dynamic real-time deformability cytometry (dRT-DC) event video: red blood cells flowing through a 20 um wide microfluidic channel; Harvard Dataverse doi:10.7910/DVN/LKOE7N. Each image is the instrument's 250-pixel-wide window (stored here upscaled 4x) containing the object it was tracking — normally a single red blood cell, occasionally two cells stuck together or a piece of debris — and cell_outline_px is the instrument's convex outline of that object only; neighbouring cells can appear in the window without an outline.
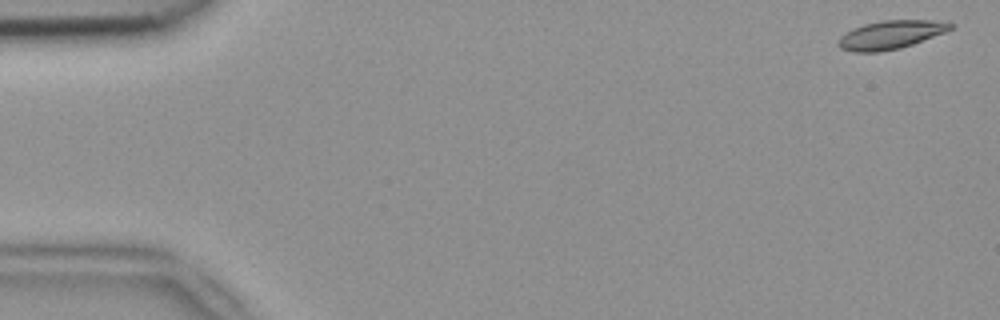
{"species": "common noctule bat (a hibernating species)", "species_latin": "Nyctalus noctula", "temperature_condition": "room temperature", "stored_images_in_passage": 51, "camera_frame_rate_fps": 3000, "um_per_image_px": 0.085, "animal": {"sex": "female", "body_mass_g": 18.4}, "frame": {"image": 1, "passage_image": 1, "time_ms": 0.0, "image_size_px": [1000, 320], "cell_outline_px": [[956, 24], [952, 28], [944, 32], [912, 44], [900, 48], [880, 52], [852, 52], [840, 48], [836, 44], [840, 36], [864, 24], [880, 20], [948, 20]], "centroid_in_image_um": [75.74, 2.94], "position_along_channel_um": 9.3, "area_um2": 18.67}}
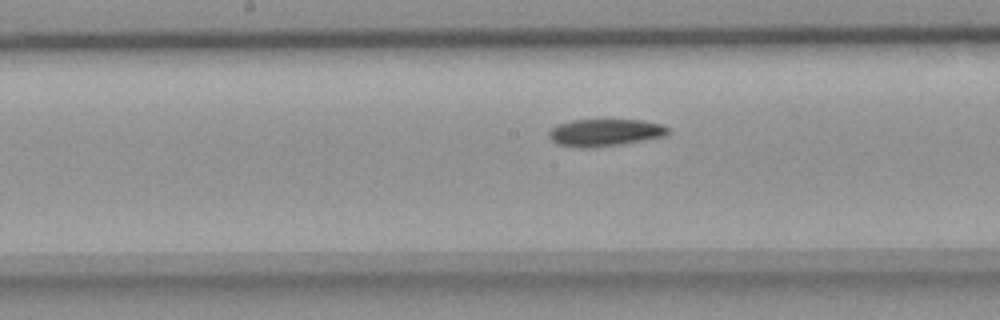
{"frame": {"image": 2, "passage_image": 26, "time_ms": 8.333, "image_size_px": [1000, 320], "cell_outline_px": [[672, 132], [668, 136], [596, 148], [580, 148], [560, 144], [552, 140], [548, 136], [548, 132], [552, 128], [560, 124], [572, 120], [644, 120], [660, 124], [668, 128]], "centroid_in_image_um": [51.47, 11.27], "position_along_channel_um": 196.7, "area_um2": 18.96}}
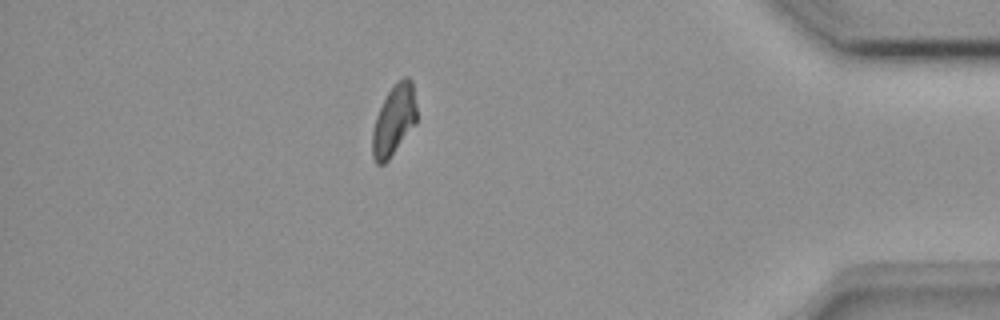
{"frame": {"image": 3, "passage_image": 45, "time_ms": 14.667, "image_size_px": [1000, 320], "cell_outline_px": [[416, 124], [388, 160], [384, 164], [376, 164], [372, 156], [372, 132], [376, 116], [388, 92], [404, 76], [408, 76], [412, 80], [416, 104]], "centroid_in_image_um": [33.49, 10.24], "position_along_channel_um": 401.7, "area_um2": 18.09}, "authors_computed_cell_mechanics": {"area_um2": 18.9006, "velocity_mm_per_s": 3.8872, "shape_relaxation_time_tau1_ms": 10.8927, "shape_relaxation_time_tau2_ms": null, "deformation_change_tau1": 0.2195, "deformation_change_tau2": null}}